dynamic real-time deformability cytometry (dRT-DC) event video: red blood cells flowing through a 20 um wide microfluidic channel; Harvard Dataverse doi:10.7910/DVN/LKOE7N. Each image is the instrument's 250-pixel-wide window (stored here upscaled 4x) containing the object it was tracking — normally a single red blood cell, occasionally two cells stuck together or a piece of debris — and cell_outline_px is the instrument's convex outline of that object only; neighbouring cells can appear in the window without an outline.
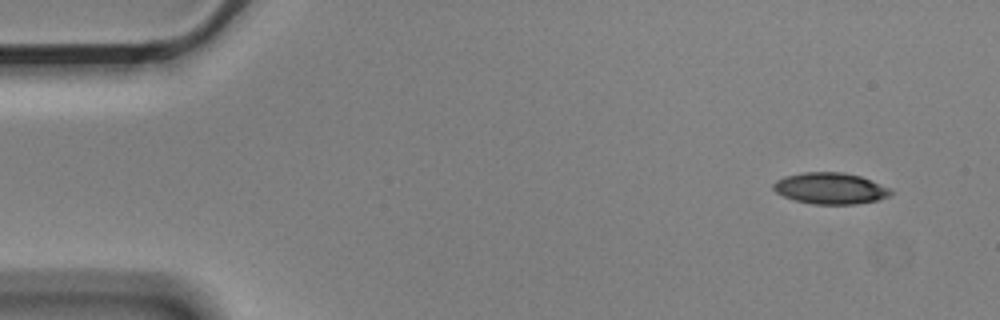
{"species": "Egyptian fruit bat (a non-hibernating species)", "species_latin": "Rousettus aegyptiacus", "temperature_condition": "cold", "stored_images_in_passage": 12, "camera_frame_rate_fps": 3000, "um_per_image_px": 0.085, "animal": {"sex": "male"}, "frame": {"image": 1, "passage_image": 1, "time_ms": 0.0, "image_size_px": [1000, 320], "cell_outline_px": [[892, 192], [888, 196], [876, 200], [856, 204], [812, 204], [796, 200], [784, 196], [776, 192], [772, 188], [772, 184], [776, 180], [784, 176], [804, 172], [844, 172], [860, 176], [892, 188]], "centroid_in_image_um": [70.57, 16.0], "position_along_channel_um": 14.4, "area_um2": 21.44}}
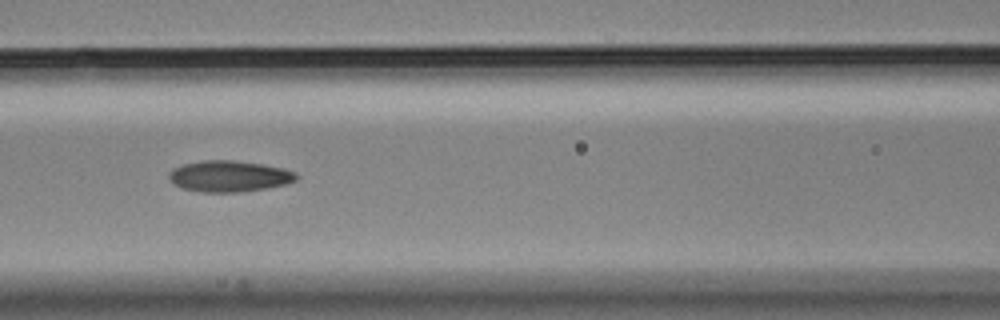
{"frame": {"image": 2, "passage_image": 6, "time_ms": 1.667, "image_size_px": [1000, 320], "cell_outline_px": [[300, 176], [296, 180], [284, 184], [264, 188], [240, 192], [204, 192], [184, 188], [172, 184], [168, 180], [168, 172], [172, 168], [184, 164], [204, 160], [232, 160], [260, 164], [284, 168], [296, 172]], "centroid_in_image_um": [19.45, 14.97], "position_along_channel_um": 147.1, "area_um2": 23.12}}
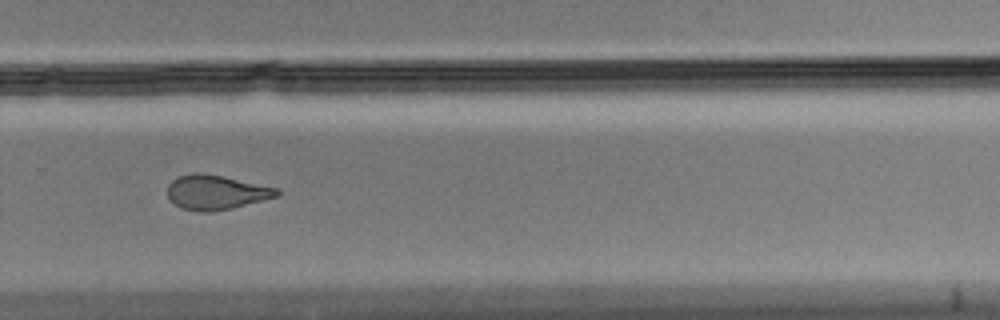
{"frame": {"image": 3, "passage_image": 10, "time_ms": 3.0, "image_size_px": [1000, 320], "cell_outline_px": [[280, 192], [276, 196], [232, 208], [212, 212], [200, 212], [180, 208], [168, 196], [168, 184], [172, 180], [180, 176], [192, 172], [200, 172], [224, 176], [280, 188]], "centroid_in_image_um": [18.36, 16.33], "position_along_channel_um": 311.4, "area_um2": 22.02}}